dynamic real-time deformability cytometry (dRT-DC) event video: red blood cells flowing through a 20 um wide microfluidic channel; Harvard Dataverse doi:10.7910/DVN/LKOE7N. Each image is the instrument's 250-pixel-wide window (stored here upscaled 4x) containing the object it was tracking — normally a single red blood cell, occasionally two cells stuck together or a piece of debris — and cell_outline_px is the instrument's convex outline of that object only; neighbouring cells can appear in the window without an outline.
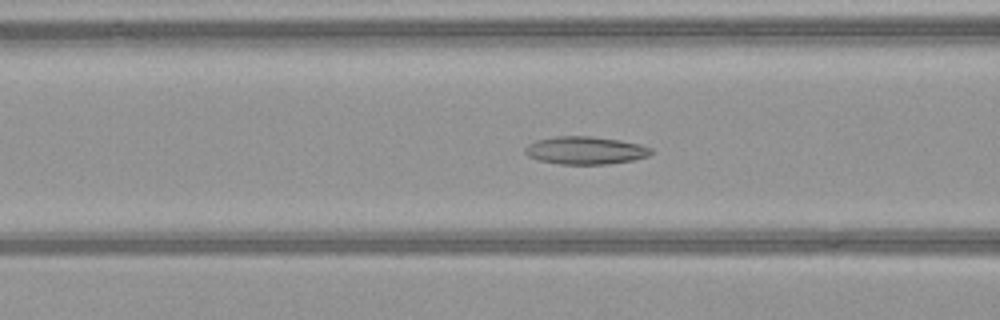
{"species": "common noctule bat (a hibernating species)", "species_latin": "Nyctalus noctula", "temperature_condition": "warm", "stored_images_in_passage": 47, "camera_frame_rate_fps": 3000, "um_per_image_px": 0.085, "animal": {"sex": "female", "body_mass_g": 21.9}, "frame": {"image": 1, "passage_image": 18, "time_ms": 5.667, "image_size_px": [1000, 320], "cell_outline_px": [[652, 152], [648, 156], [632, 160], [608, 164], [560, 164], [536, 160], [528, 156], [524, 152], [524, 148], [528, 144], [536, 140], [556, 136], [588, 136], [620, 140], [640, 144], [652, 148]], "centroid_in_image_um": [49.72, 12.78], "position_along_channel_um": 116.9, "area_um2": 20.46}}
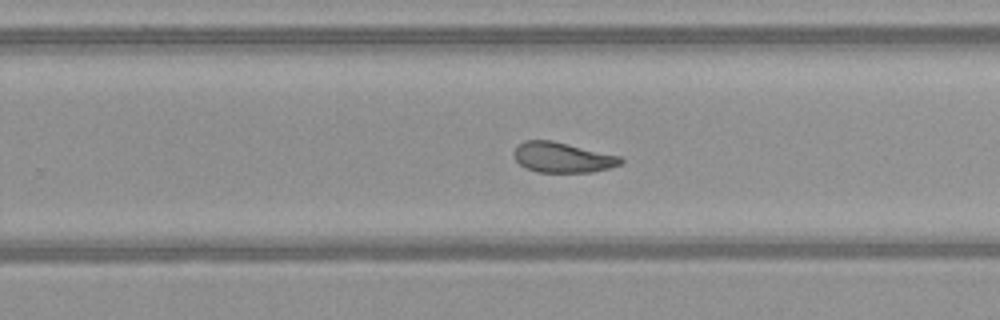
{"frame": {"image": 2, "passage_image": 30, "time_ms": 9.667, "image_size_px": [1000, 320], "cell_outline_px": [[624, 160], [620, 164], [608, 168], [592, 172], [536, 172], [524, 168], [512, 156], [512, 152], [524, 140], [552, 140], [620, 156]], "centroid_in_image_um": [47.77, 13.38], "position_along_channel_um": 282.0, "area_um2": 18.84}}
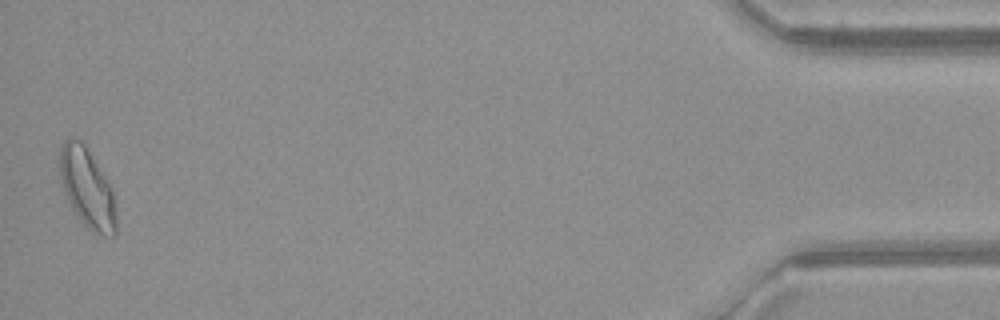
{"frame": {"image": 3, "passage_image": 47, "time_ms": 15.333, "image_size_px": [1000, 320], "cell_outline_px": [[116, 236], [104, 236], [92, 232], [84, 224], [72, 208], [68, 200], [56, 164], [56, 160], [60, 148], [64, 140], [80, 140], [84, 144], [112, 188], [116, 208]], "centroid_in_image_um": [7.4, 16.0], "position_along_channel_um": 427.8, "area_um2": 26.13}, "authors_computed_cell_mechanics": {"area_um2": 21.0392, "velocity_mm_per_s": 4.1319, "shape_relaxation_time_tau1_ms": null, "shape_relaxation_time_tau2_ms": 4.1394, "deformation_change_tau1": null, "deformation_change_tau2": 0.112}}